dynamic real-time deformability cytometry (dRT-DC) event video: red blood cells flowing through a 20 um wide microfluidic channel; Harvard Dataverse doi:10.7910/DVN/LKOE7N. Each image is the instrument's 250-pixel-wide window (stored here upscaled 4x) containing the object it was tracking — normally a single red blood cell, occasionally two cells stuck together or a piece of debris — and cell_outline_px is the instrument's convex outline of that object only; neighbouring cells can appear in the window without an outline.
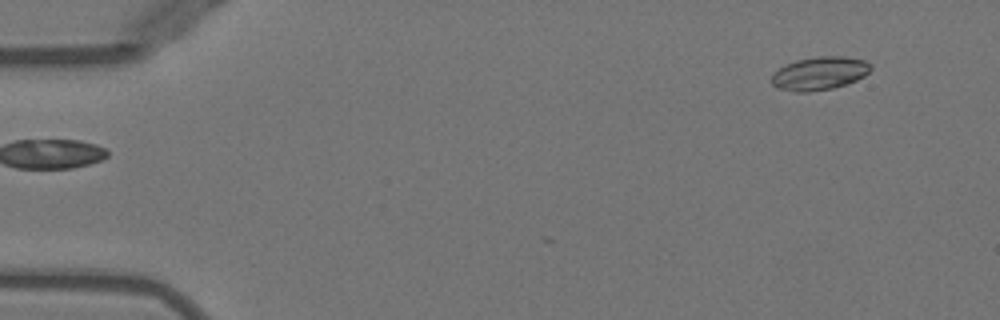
{"species": "Egyptian fruit bat (a non-hibernating species)", "species_latin": "Rousettus aegyptiacus", "temperature_condition": "warm", "stored_images_in_passage": 6, "camera_frame_rate_fps": 3000, "um_per_image_px": 0.085, "animal": {"sex": "female"}, "frame": {"image": 1, "passage_image": 1, "time_ms": 0.0, "image_size_px": [1000, 320], "cell_outline_px": [[872, 68], [864, 76], [856, 80], [832, 88], [808, 92], [796, 92], [776, 88], [772, 84], [772, 76], [784, 64], [796, 60], [816, 56], [844, 56], [864, 60], [872, 64]], "centroid_in_image_um": [69.66, 6.22], "position_along_channel_um": 15.3, "area_um2": 19.19}}